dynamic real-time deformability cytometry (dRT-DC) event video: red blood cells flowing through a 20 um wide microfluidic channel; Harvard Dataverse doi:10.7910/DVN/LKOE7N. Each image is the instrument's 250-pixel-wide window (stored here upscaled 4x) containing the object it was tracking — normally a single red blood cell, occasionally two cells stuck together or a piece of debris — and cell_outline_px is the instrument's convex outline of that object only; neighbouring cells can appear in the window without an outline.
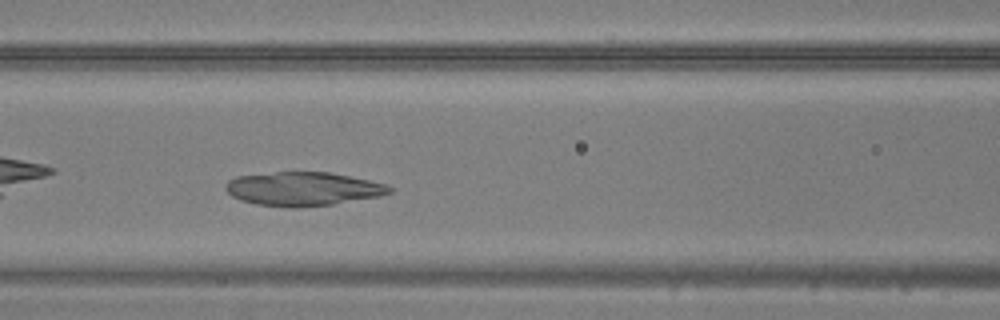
{"species": "common noctule bat (a hibernating species)", "species_latin": "Nyctalus noctula", "temperature_condition": "warm", "stored_images_in_passage": 25, "camera_frame_rate_fps": 3000, "um_per_image_px": 0.085, "animal": {"sex": "male", "body_mass_g": 20.5, "forearm_length_mm": 52.5}, "frame": {"image": 1, "passage_image": 8, "time_ms": 2.333, "image_size_px": [1000, 320], "cell_outline_px": [[392, 192], [380, 196], [332, 204], [292, 208], [256, 204], [240, 200], [232, 196], [224, 188], [224, 184], [228, 180], [236, 176], [276, 172], [328, 172], [368, 180], [384, 184], [392, 188]], "centroid_in_image_um": [25.7, 16.05], "position_along_channel_um": 140.9, "area_um2": 32.08}}